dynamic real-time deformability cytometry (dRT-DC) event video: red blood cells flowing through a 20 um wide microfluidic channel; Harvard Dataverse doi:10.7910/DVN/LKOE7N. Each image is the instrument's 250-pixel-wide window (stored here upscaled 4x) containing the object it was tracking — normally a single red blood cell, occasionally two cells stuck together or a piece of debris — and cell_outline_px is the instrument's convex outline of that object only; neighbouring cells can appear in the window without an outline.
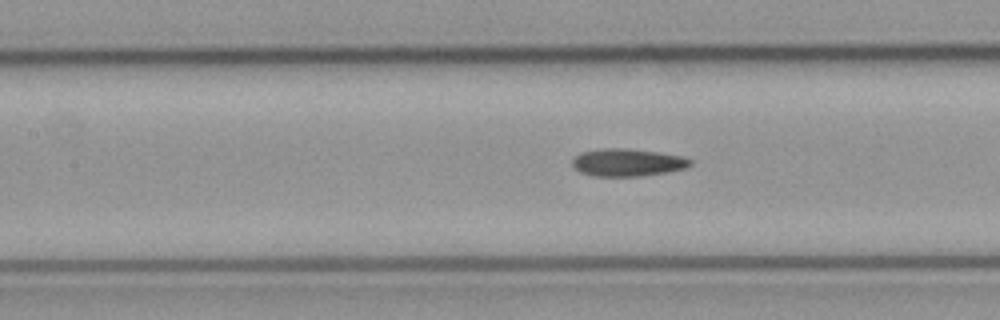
{"species": "common noctule bat (a hibernating species)", "species_latin": "Nyctalus noctula", "temperature_condition": "cold", "stored_images_in_passage": 32, "camera_frame_rate_fps": 3000, "um_per_image_px": 0.085, "animal": {"sex": "male", "body_mass_g": 23.1, "forearm_length_mm": 52.7}, "frame": {"image": 1, "passage_image": 14, "time_ms": 4.333, "image_size_px": [1000, 320], "cell_outline_px": [[692, 164], [688, 168], [668, 172], [640, 176], [592, 176], [580, 172], [572, 164], [572, 160], [580, 152], [604, 148], [620, 148], [660, 152], [684, 156], [692, 160]], "centroid_in_image_um": [53.38, 13.81], "position_along_channel_um": 154.0, "area_um2": 19.07}}